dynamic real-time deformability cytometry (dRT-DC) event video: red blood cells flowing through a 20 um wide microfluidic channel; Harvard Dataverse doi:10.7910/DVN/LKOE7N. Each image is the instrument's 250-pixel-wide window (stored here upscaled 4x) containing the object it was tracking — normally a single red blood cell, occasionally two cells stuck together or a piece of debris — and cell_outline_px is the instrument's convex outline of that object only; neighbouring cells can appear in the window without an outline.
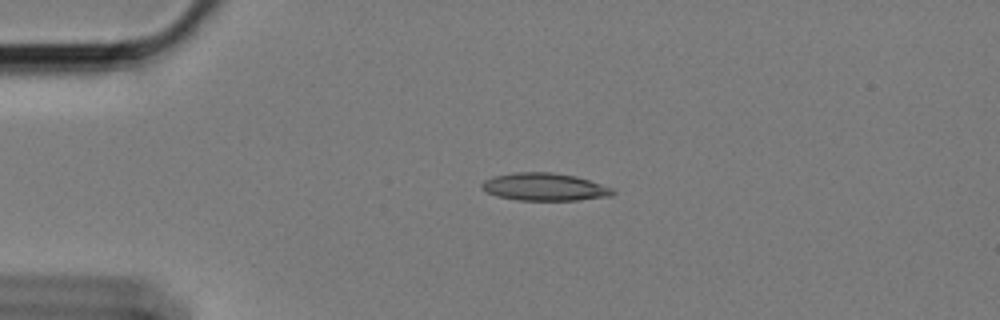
{"species": "Egyptian fruit bat (a non-hibernating species)", "species_latin": "Rousettus aegyptiacus", "temperature_condition": "cold", "stored_images_in_passage": 47, "camera_frame_rate_fps": 3000, "um_per_image_px": 0.085, "animal": {"sex": "female"}, "frame": {"image": 1, "passage_image": 1, "time_ms": 0.0, "image_size_px": [1000, 320], "cell_outline_px": [[616, 192], [612, 196], [576, 200], [520, 200], [496, 196], [480, 188], [480, 184], [484, 180], [492, 176], [516, 172], [552, 172], [576, 176], [612, 188]], "centroid_in_image_um": [46.26, 15.88], "position_along_channel_um": 38.7, "area_um2": 21.1}}
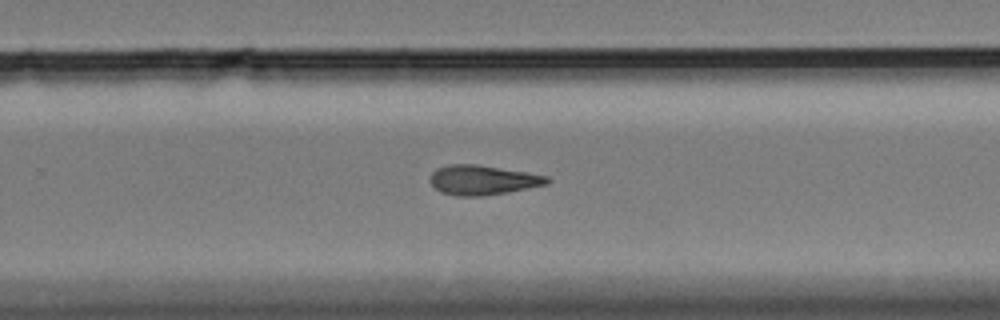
{"frame": {"image": 2, "passage_image": 26, "time_ms": 8.333, "image_size_px": [1000, 320], "cell_outline_px": [[552, 180], [548, 184], [508, 192], [480, 196], [456, 196], [440, 192], [428, 180], [432, 172], [436, 168], [448, 164], [476, 164], [548, 176]], "centroid_in_image_um": [41.0, 15.3], "position_along_channel_um": 288.8, "area_um2": 20.23}}
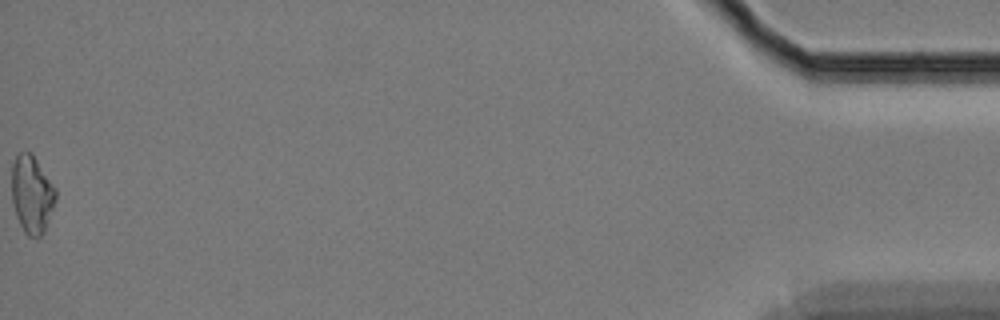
{"frame": {"image": 3, "passage_image": 47, "time_ms": 15.333, "image_size_px": [1000, 320], "cell_outline_px": [[56, 200], [44, 232], [40, 236], [28, 236], [24, 232], [16, 216], [12, 204], [12, 164], [16, 156], [20, 152], [32, 152], [56, 188]], "centroid_in_image_um": [2.71, 16.5], "position_along_channel_um": 432.5, "area_um2": 20.0}, "authors_computed_cell_mechanics": {"area_um2": 19.9988, "velocity_mm_per_s": 3.3874, "shape_relaxation_time_tau1_ms": 5.3407, "shape_relaxation_time_tau2_ms": 8.9584, "deformation_change_tau1": 0.1352, "deformation_change_tau2": 0.1998}}